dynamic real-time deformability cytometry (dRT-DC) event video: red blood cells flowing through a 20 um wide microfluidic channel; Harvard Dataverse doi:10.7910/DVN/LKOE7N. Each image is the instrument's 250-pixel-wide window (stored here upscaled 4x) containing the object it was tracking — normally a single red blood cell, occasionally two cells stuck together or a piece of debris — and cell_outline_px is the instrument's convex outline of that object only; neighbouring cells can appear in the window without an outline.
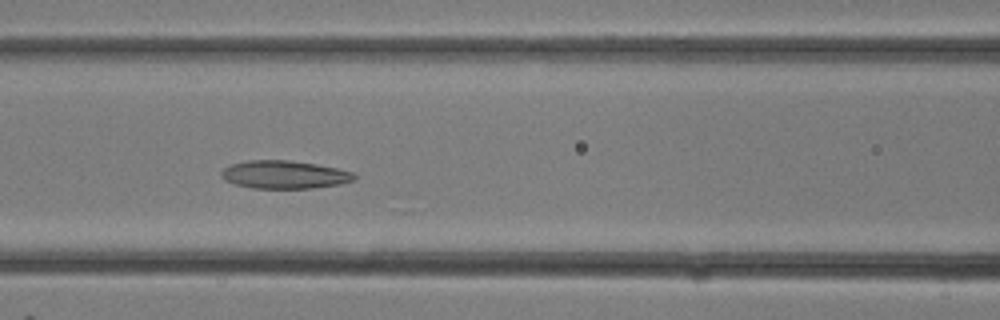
{"species": "common noctule bat (a hibernating species)", "species_latin": "Nyctalus noctula", "temperature_condition": "room temperature", "stored_images_in_passage": 27, "camera_frame_rate_fps": 3000, "um_per_image_px": 0.085, "animal": {"sex": "female"}, "frame": {"image": 1, "passage_image": 11, "time_ms": 3.333, "image_size_px": [1000, 320], "cell_outline_px": [[356, 180], [340, 184], [312, 188], [252, 188], [236, 184], [224, 180], [220, 176], [220, 172], [224, 168], [232, 164], [248, 160], [288, 160], [316, 164], [336, 168], [352, 172], [356, 176]], "centroid_in_image_um": [24.16, 14.84], "position_along_channel_um": 142.4, "area_um2": 21.68}}
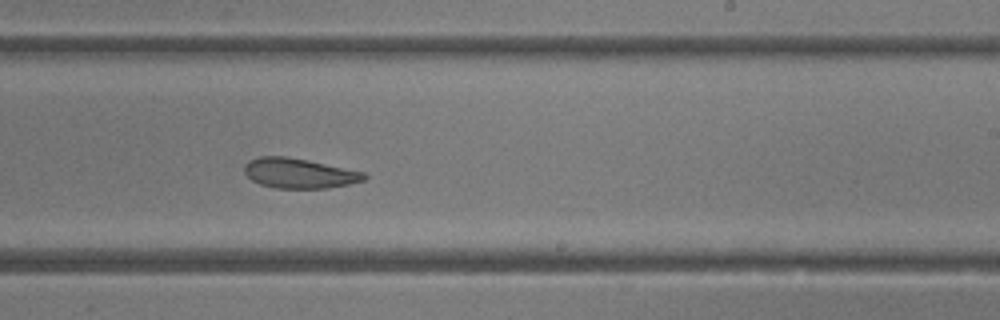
{"frame": {"image": 2, "passage_image": 16, "time_ms": 5.0, "image_size_px": [1000, 320], "cell_outline_px": [[368, 176], [364, 180], [348, 184], [328, 188], [276, 188], [260, 184], [252, 180], [244, 172], [244, 164], [248, 160], [260, 156], [284, 156], [308, 160], [364, 172]], "centroid_in_image_um": [25.4, 14.72], "position_along_channel_um": 263.6, "area_um2": 20.87}}
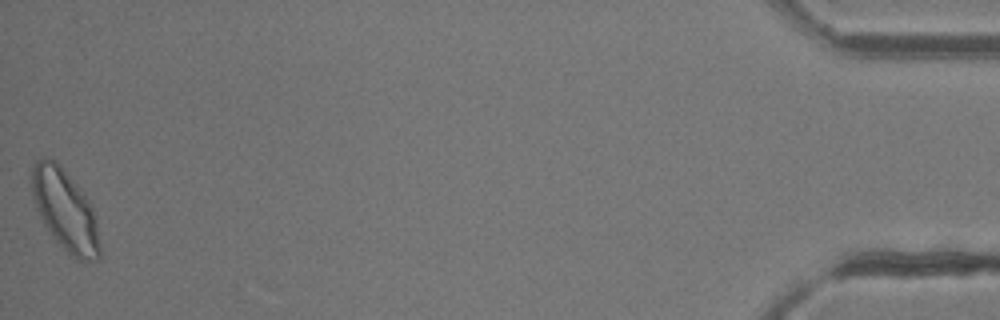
{"frame": {"image": 3, "passage_image": 27, "time_ms": 8.667, "image_size_px": [1000, 320], "cell_outline_px": [[100, 256], [96, 260], [76, 260], [52, 236], [44, 224], [32, 200], [32, 168], [36, 160], [40, 156], [48, 156], [56, 160], [60, 164], [84, 192], [92, 208], [96, 220], [100, 248]], "centroid_in_image_um": [5.52, 17.81], "position_along_channel_um": 429.7, "area_um2": 32.19}}